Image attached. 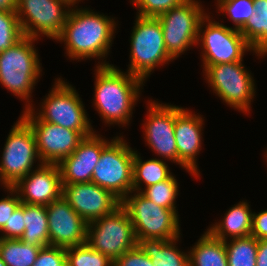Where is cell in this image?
Listing matches in <instances>:
<instances>
[{
  "mask_svg": "<svg viewBox=\"0 0 267 266\" xmlns=\"http://www.w3.org/2000/svg\"><path fill=\"white\" fill-rule=\"evenodd\" d=\"M178 188L176 178L171 175L164 181L146 187L141 193L156 205L177 211L175 199L178 195Z\"/></svg>",
  "mask_w": 267,
  "mask_h": 266,
  "instance_id": "29",
  "label": "cell"
},
{
  "mask_svg": "<svg viewBox=\"0 0 267 266\" xmlns=\"http://www.w3.org/2000/svg\"><path fill=\"white\" fill-rule=\"evenodd\" d=\"M94 105L105 124H128L138 101L143 80L106 62L97 65Z\"/></svg>",
  "mask_w": 267,
  "mask_h": 266,
  "instance_id": "1",
  "label": "cell"
},
{
  "mask_svg": "<svg viewBox=\"0 0 267 266\" xmlns=\"http://www.w3.org/2000/svg\"><path fill=\"white\" fill-rule=\"evenodd\" d=\"M200 4L196 0H186L156 17L162 26L167 52L173 59L197 44L199 24L207 14Z\"/></svg>",
  "mask_w": 267,
  "mask_h": 266,
  "instance_id": "13",
  "label": "cell"
},
{
  "mask_svg": "<svg viewBox=\"0 0 267 266\" xmlns=\"http://www.w3.org/2000/svg\"><path fill=\"white\" fill-rule=\"evenodd\" d=\"M74 4L79 3L81 0H71Z\"/></svg>",
  "mask_w": 267,
  "mask_h": 266,
  "instance_id": "42",
  "label": "cell"
},
{
  "mask_svg": "<svg viewBox=\"0 0 267 266\" xmlns=\"http://www.w3.org/2000/svg\"><path fill=\"white\" fill-rule=\"evenodd\" d=\"M121 206L128 212L137 242L142 239L170 241L180 238L178 211L156 205L141 192L129 193L121 201Z\"/></svg>",
  "mask_w": 267,
  "mask_h": 266,
  "instance_id": "5",
  "label": "cell"
},
{
  "mask_svg": "<svg viewBox=\"0 0 267 266\" xmlns=\"http://www.w3.org/2000/svg\"><path fill=\"white\" fill-rule=\"evenodd\" d=\"M32 266H67L66 248L51 245L42 247Z\"/></svg>",
  "mask_w": 267,
  "mask_h": 266,
  "instance_id": "34",
  "label": "cell"
},
{
  "mask_svg": "<svg viewBox=\"0 0 267 266\" xmlns=\"http://www.w3.org/2000/svg\"><path fill=\"white\" fill-rule=\"evenodd\" d=\"M148 115L143 124L145 142L161 158L178 164V149L176 146L175 105L160 104L149 100Z\"/></svg>",
  "mask_w": 267,
  "mask_h": 266,
  "instance_id": "15",
  "label": "cell"
},
{
  "mask_svg": "<svg viewBox=\"0 0 267 266\" xmlns=\"http://www.w3.org/2000/svg\"><path fill=\"white\" fill-rule=\"evenodd\" d=\"M184 1L186 0H132V4L138 8V16L156 18Z\"/></svg>",
  "mask_w": 267,
  "mask_h": 266,
  "instance_id": "33",
  "label": "cell"
},
{
  "mask_svg": "<svg viewBox=\"0 0 267 266\" xmlns=\"http://www.w3.org/2000/svg\"><path fill=\"white\" fill-rule=\"evenodd\" d=\"M122 138L113 137L102 149L91 178L92 183L109 190L121 201L133 192L134 159V150Z\"/></svg>",
  "mask_w": 267,
  "mask_h": 266,
  "instance_id": "6",
  "label": "cell"
},
{
  "mask_svg": "<svg viewBox=\"0 0 267 266\" xmlns=\"http://www.w3.org/2000/svg\"><path fill=\"white\" fill-rule=\"evenodd\" d=\"M210 18V15L206 14L202 18L198 30L197 44L200 45L201 43L203 50L201 54L203 69L209 65L243 61L244 53L249 50H253L258 57L264 58L266 56L255 51L239 30L227 27Z\"/></svg>",
  "mask_w": 267,
  "mask_h": 266,
  "instance_id": "7",
  "label": "cell"
},
{
  "mask_svg": "<svg viewBox=\"0 0 267 266\" xmlns=\"http://www.w3.org/2000/svg\"><path fill=\"white\" fill-rule=\"evenodd\" d=\"M74 88L62 78H57L41 104V111L39 110L35 115L41 121L82 132L87 137L95 131L88 119L84 104Z\"/></svg>",
  "mask_w": 267,
  "mask_h": 266,
  "instance_id": "9",
  "label": "cell"
},
{
  "mask_svg": "<svg viewBox=\"0 0 267 266\" xmlns=\"http://www.w3.org/2000/svg\"><path fill=\"white\" fill-rule=\"evenodd\" d=\"M92 11L88 8H71L62 33L56 38L57 41L65 42L67 56L73 60H104L112 46L115 18Z\"/></svg>",
  "mask_w": 267,
  "mask_h": 266,
  "instance_id": "2",
  "label": "cell"
},
{
  "mask_svg": "<svg viewBox=\"0 0 267 266\" xmlns=\"http://www.w3.org/2000/svg\"><path fill=\"white\" fill-rule=\"evenodd\" d=\"M67 266H113V261L87 243L66 248Z\"/></svg>",
  "mask_w": 267,
  "mask_h": 266,
  "instance_id": "30",
  "label": "cell"
},
{
  "mask_svg": "<svg viewBox=\"0 0 267 266\" xmlns=\"http://www.w3.org/2000/svg\"><path fill=\"white\" fill-rule=\"evenodd\" d=\"M176 241L165 239H142L137 245L151 258L154 266H189V256L179 251Z\"/></svg>",
  "mask_w": 267,
  "mask_h": 266,
  "instance_id": "22",
  "label": "cell"
},
{
  "mask_svg": "<svg viewBox=\"0 0 267 266\" xmlns=\"http://www.w3.org/2000/svg\"><path fill=\"white\" fill-rule=\"evenodd\" d=\"M24 230V203L21 202L12 213V216H10L8 224H5V226L0 230V232H3V236L1 235L0 238L15 240L20 239Z\"/></svg>",
  "mask_w": 267,
  "mask_h": 266,
  "instance_id": "35",
  "label": "cell"
},
{
  "mask_svg": "<svg viewBox=\"0 0 267 266\" xmlns=\"http://www.w3.org/2000/svg\"><path fill=\"white\" fill-rule=\"evenodd\" d=\"M5 143L0 159V182L4 187H12L33 170L34 162L40 158L35 134L22 116L12 126Z\"/></svg>",
  "mask_w": 267,
  "mask_h": 266,
  "instance_id": "8",
  "label": "cell"
},
{
  "mask_svg": "<svg viewBox=\"0 0 267 266\" xmlns=\"http://www.w3.org/2000/svg\"><path fill=\"white\" fill-rule=\"evenodd\" d=\"M23 33L15 10H0V53L17 43Z\"/></svg>",
  "mask_w": 267,
  "mask_h": 266,
  "instance_id": "31",
  "label": "cell"
},
{
  "mask_svg": "<svg viewBox=\"0 0 267 266\" xmlns=\"http://www.w3.org/2000/svg\"><path fill=\"white\" fill-rule=\"evenodd\" d=\"M134 24L127 72L145 81L155 67L174 59L167 52L162 26L157 18L137 15Z\"/></svg>",
  "mask_w": 267,
  "mask_h": 266,
  "instance_id": "4",
  "label": "cell"
},
{
  "mask_svg": "<svg viewBox=\"0 0 267 266\" xmlns=\"http://www.w3.org/2000/svg\"><path fill=\"white\" fill-rule=\"evenodd\" d=\"M62 197L87 224L121 206V200L112 192L92 182L63 185Z\"/></svg>",
  "mask_w": 267,
  "mask_h": 266,
  "instance_id": "16",
  "label": "cell"
},
{
  "mask_svg": "<svg viewBox=\"0 0 267 266\" xmlns=\"http://www.w3.org/2000/svg\"><path fill=\"white\" fill-rule=\"evenodd\" d=\"M247 202L240 201L225 213L221 222L212 224L207 231L217 239L226 241L230 238L251 236L253 213Z\"/></svg>",
  "mask_w": 267,
  "mask_h": 266,
  "instance_id": "21",
  "label": "cell"
},
{
  "mask_svg": "<svg viewBox=\"0 0 267 266\" xmlns=\"http://www.w3.org/2000/svg\"><path fill=\"white\" fill-rule=\"evenodd\" d=\"M0 266H7L6 263L0 257Z\"/></svg>",
  "mask_w": 267,
  "mask_h": 266,
  "instance_id": "41",
  "label": "cell"
},
{
  "mask_svg": "<svg viewBox=\"0 0 267 266\" xmlns=\"http://www.w3.org/2000/svg\"><path fill=\"white\" fill-rule=\"evenodd\" d=\"M251 236L257 240H267V209L253 213Z\"/></svg>",
  "mask_w": 267,
  "mask_h": 266,
  "instance_id": "38",
  "label": "cell"
},
{
  "mask_svg": "<svg viewBox=\"0 0 267 266\" xmlns=\"http://www.w3.org/2000/svg\"><path fill=\"white\" fill-rule=\"evenodd\" d=\"M36 38L23 36L17 43L0 53V84L15 96L25 101V110L32 104V96L42 72L34 41ZM28 103V104H27Z\"/></svg>",
  "mask_w": 267,
  "mask_h": 266,
  "instance_id": "3",
  "label": "cell"
},
{
  "mask_svg": "<svg viewBox=\"0 0 267 266\" xmlns=\"http://www.w3.org/2000/svg\"><path fill=\"white\" fill-rule=\"evenodd\" d=\"M137 243L133 224L122 206L87 224V244L112 261L136 247Z\"/></svg>",
  "mask_w": 267,
  "mask_h": 266,
  "instance_id": "10",
  "label": "cell"
},
{
  "mask_svg": "<svg viewBox=\"0 0 267 266\" xmlns=\"http://www.w3.org/2000/svg\"><path fill=\"white\" fill-rule=\"evenodd\" d=\"M35 113L31 107L24 110L21 116L29 123L35 134L40 163L59 164L76 150L86 136L82 132L41 121Z\"/></svg>",
  "mask_w": 267,
  "mask_h": 266,
  "instance_id": "14",
  "label": "cell"
},
{
  "mask_svg": "<svg viewBox=\"0 0 267 266\" xmlns=\"http://www.w3.org/2000/svg\"><path fill=\"white\" fill-rule=\"evenodd\" d=\"M224 241L228 266H256L258 240L253 236Z\"/></svg>",
  "mask_w": 267,
  "mask_h": 266,
  "instance_id": "28",
  "label": "cell"
},
{
  "mask_svg": "<svg viewBox=\"0 0 267 266\" xmlns=\"http://www.w3.org/2000/svg\"><path fill=\"white\" fill-rule=\"evenodd\" d=\"M113 266H154L151 258L137 245L113 261Z\"/></svg>",
  "mask_w": 267,
  "mask_h": 266,
  "instance_id": "36",
  "label": "cell"
},
{
  "mask_svg": "<svg viewBox=\"0 0 267 266\" xmlns=\"http://www.w3.org/2000/svg\"><path fill=\"white\" fill-rule=\"evenodd\" d=\"M109 142L95 132L85 137L76 150L58 164L62 185L91 182L102 149Z\"/></svg>",
  "mask_w": 267,
  "mask_h": 266,
  "instance_id": "20",
  "label": "cell"
},
{
  "mask_svg": "<svg viewBox=\"0 0 267 266\" xmlns=\"http://www.w3.org/2000/svg\"><path fill=\"white\" fill-rule=\"evenodd\" d=\"M217 3V10L227 14L237 30L255 13L253 0H217Z\"/></svg>",
  "mask_w": 267,
  "mask_h": 266,
  "instance_id": "32",
  "label": "cell"
},
{
  "mask_svg": "<svg viewBox=\"0 0 267 266\" xmlns=\"http://www.w3.org/2000/svg\"><path fill=\"white\" fill-rule=\"evenodd\" d=\"M12 188L22 203L49 205L62 197L63 185L58 164H38Z\"/></svg>",
  "mask_w": 267,
  "mask_h": 266,
  "instance_id": "18",
  "label": "cell"
},
{
  "mask_svg": "<svg viewBox=\"0 0 267 266\" xmlns=\"http://www.w3.org/2000/svg\"><path fill=\"white\" fill-rule=\"evenodd\" d=\"M171 175L168 165L163 160L153 158L143 162L137 151H134L132 193L142 191V182L146 188L168 179Z\"/></svg>",
  "mask_w": 267,
  "mask_h": 266,
  "instance_id": "26",
  "label": "cell"
},
{
  "mask_svg": "<svg viewBox=\"0 0 267 266\" xmlns=\"http://www.w3.org/2000/svg\"><path fill=\"white\" fill-rule=\"evenodd\" d=\"M243 61L209 65L205 71L206 81L223 102L238 111L249 113L255 96V83Z\"/></svg>",
  "mask_w": 267,
  "mask_h": 266,
  "instance_id": "12",
  "label": "cell"
},
{
  "mask_svg": "<svg viewBox=\"0 0 267 266\" xmlns=\"http://www.w3.org/2000/svg\"><path fill=\"white\" fill-rule=\"evenodd\" d=\"M41 248L20 239L0 238V257L7 266H32Z\"/></svg>",
  "mask_w": 267,
  "mask_h": 266,
  "instance_id": "27",
  "label": "cell"
},
{
  "mask_svg": "<svg viewBox=\"0 0 267 266\" xmlns=\"http://www.w3.org/2000/svg\"><path fill=\"white\" fill-rule=\"evenodd\" d=\"M17 0H0V10H15Z\"/></svg>",
  "mask_w": 267,
  "mask_h": 266,
  "instance_id": "40",
  "label": "cell"
},
{
  "mask_svg": "<svg viewBox=\"0 0 267 266\" xmlns=\"http://www.w3.org/2000/svg\"><path fill=\"white\" fill-rule=\"evenodd\" d=\"M74 6L71 0H17L15 11L24 36L56 40Z\"/></svg>",
  "mask_w": 267,
  "mask_h": 266,
  "instance_id": "11",
  "label": "cell"
},
{
  "mask_svg": "<svg viewBox=\"0 0 267 266\" xmlns=\"http://www.w3.org/2000/svg\"><path fill=\"white\" fill-rule=\"evenodd\" d=\"M5 189L11 193V197L8 195L0 200V230L5 224H8L10 216H12L14 210L21 203L17 192L12 187H5Z\"/></svg>",
  "mask_w": 267,
  "mask_h": 266,
  "instance_id": "37",
  "label": "cell"
},
{
  "mask_svg": "<svg viewBox=\"0 0 267 266\" xmlns=\"http://www.w3.org/2000/svg\"><path fill=\"white\" fill-rule=\"evenodd\" d=\"M256 266H267V240H258Z\"/></svg>",
  "mask_w": 267,
  "mask_h": 266,
  "instance_id": "39",
  "label": "cell"
},
{
  "mask_svg": "<svg viewBox=\"0 0 267 266\" xmlns=\"http://www.w3.org/2000/svg\"><path fill=\"white\" fill-rule=\"evenodd\" d=\"M182 107L175 106V140L178 149V165L198 177L196 157L202 145L204 119Z\"/></svg>",
  "mask_w": 267,
  "mask_h": 266,
  "instance_id": "19",
  "label": "cell"
},
{
  "mask_svg": "<svg viewBox=\"0 0 267 266\" xmlns=\"http://www.w3.org/2000/svg\"><path fill=\"white\" fill-rule=\"evenodd\" d=\"M49 243L68 248L87 243V223L63 198L46 206Z\"/></svg>",
  "mask_w": 267,
  "mask_h": 266,
  "instance_id": "17",
  "label": "cell"
},
{
  "mask_svg": "<svg viewBox=\"0 0 267 266\" xmlns=\"http://www.w3.org/2000/svg\"><path fill=\"white\" fill-rule=\"evenodd\" d=\"M24 223L25 230L21 241L40 247L50 246L45 205L24 203Z\"/></svg>",
  "mask_w": 267,
  "mask_h": 266,
  "instance_id": "24",
  "label": "cell"
},
{
  "mask_svg": "<svg viewBox=\"0 0 267 266\" xmlns=\"http://www.w3.org/2000/svg\"><path fill=\"white\" fill-rule=\"evenodd\" d=\"M253 5L255 13L239 32L255 51L267 55V0H253Z\"/></svg>",
  "mask_w": 267,
  "mask_h": 266,
  "instance_id": "25",
  "label": "cell"
},
{
  "mask_svg": "<svg viewBox=\"0 0 267 266\" xmlns=\"http://www.w3.org/2000/svg\"><path fill=\"white\" fill-rule=\"evenodd\" d=\"M189 266H228L224 241L206 231L188 252Z\"/></svg>",
  "mask_w": 267,
  "mask_h": 266,
  "instance_id": "23",
  "label": "cell"
}]
</instances>
